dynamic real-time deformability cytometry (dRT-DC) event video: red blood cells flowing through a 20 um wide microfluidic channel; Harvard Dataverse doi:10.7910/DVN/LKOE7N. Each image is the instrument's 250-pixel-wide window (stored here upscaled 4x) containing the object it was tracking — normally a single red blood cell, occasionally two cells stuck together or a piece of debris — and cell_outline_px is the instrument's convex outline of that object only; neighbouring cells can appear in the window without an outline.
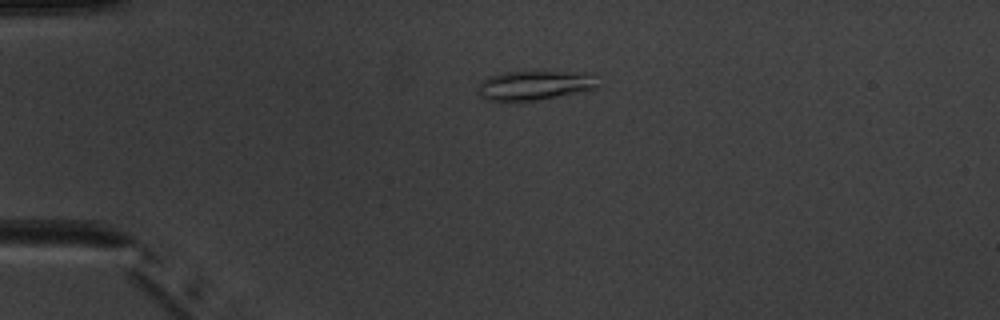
{"species": "common noctule bat (a hibernating species)", "species_latin": "Nyctalus noctula", "temperature_condition": "warm", "stored_images_in_passage": 7, "camera_frame_rate_fps": 3000, "um_per_image_px": 0.085, "animal": {"sex": "male", "body_mass_g": 20.1, "forearm_length_mm": 53.5}, "frame": {"image": 1, "passage_image": 1, "time_ms": 0.0, "image_size_px": [1000, 320], "cell_outline_px": [[596, 88], [516, 104], [484, 100], [476, 92], [476, 88], [488, 76], [500, 72], [596, 72]], "centroid_in_image_um": [45.35, 7.28], "position_along_channel_um": 39.7, "area_um2": 21.15}}
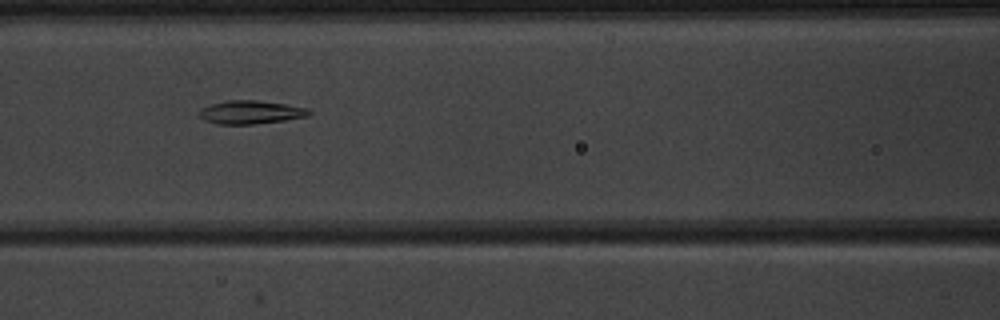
{"frame": {"image": 2, "passage_image": 4, "time_ms": 3.667, "image_size_px": [1000, 320], "cell_outline_px": [[312, 112], [308, 116], [284, 120], [252, 124], [216, 124], [204, 120], [196, 112], [200, 108], [212, 104], [228, 100], [256, 100], [284, 104], [308, 108]], "centroid_in_image_um": [21.27, 9.54], "position_along_channel_um": 145.3, "area_um2": 14.91}}
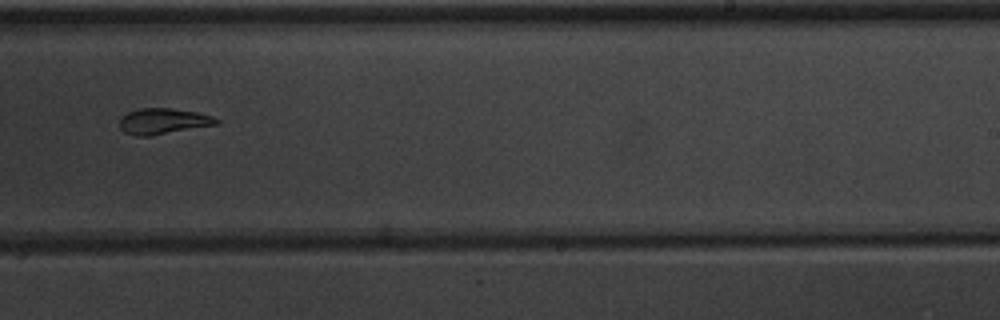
{"frame": {"image": 3, "passage_image": 7, "time_ms": 7.0, "image_size_px": [1000, 320], "cell_outline_px": [[220, 124], [148, 136], [136, 136], [124, 132], [120, 128], [120, 116], [128, 112], [140, 108], [168, 108], [196, 112], [212, 116], [220, 120]], "centroid_in_image_um": [13.86, 10.3], "position_along_channel_um": 275.1, "area_um2": 14.57}}